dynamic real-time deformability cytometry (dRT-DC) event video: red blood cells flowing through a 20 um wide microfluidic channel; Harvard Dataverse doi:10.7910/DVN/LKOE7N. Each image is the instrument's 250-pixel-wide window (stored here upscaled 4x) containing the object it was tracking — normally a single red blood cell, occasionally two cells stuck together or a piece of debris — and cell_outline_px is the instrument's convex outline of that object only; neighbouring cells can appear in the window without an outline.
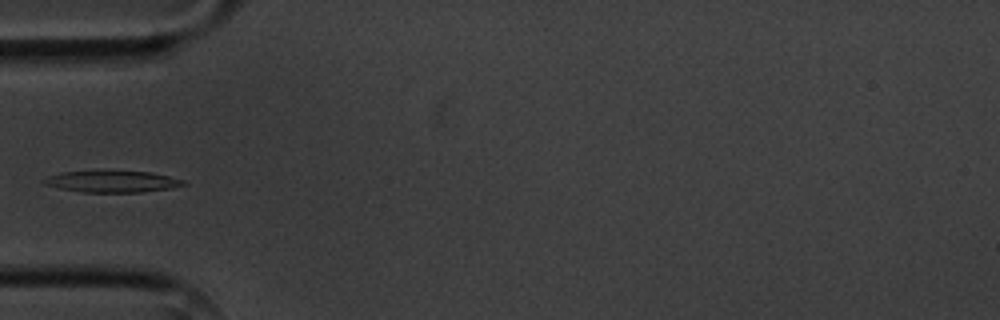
{"species": "common noctule bat (a hibernating species)", "species_latin": "Nyctalus noctula", "temperature_condition": "cold", "stored_images_in_passage": 7, "camera_frame_rate_fps": 3000, "um_per_image_px": 0.085, "animal": {"sex": "male", "body_mass_g": 20.1, "forearm_length_mm": 53.5}, "frame": {"image": 1, "passage_image": 4, "time_ms": 4.667, "image_size_px": [1000, 320], "cell_outline_px": [[188, 184], [172, 188], [140, 192], [80, 192], [60, 188], [44, 184], [40, 180], [48, 176], [60, 172], [148, 172], [168, 176], [184, 180]], "centroid_in_image_um": [9.53, 15.45], "position_along_channel_um": 75.5, "area_um2": 17.17}}
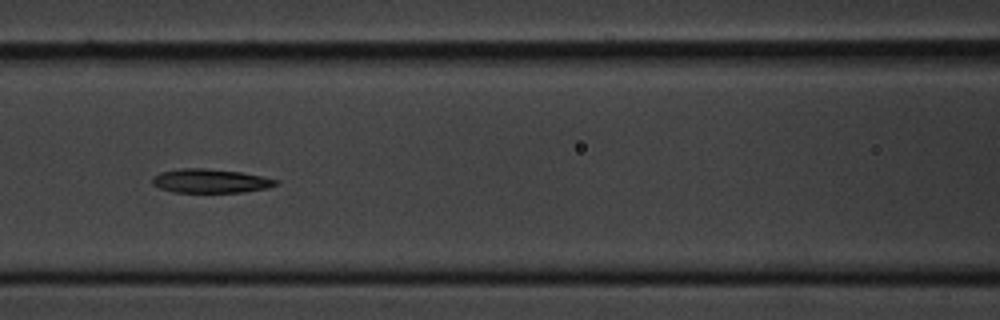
{"frame": {"image": 2, "passage_image": 6, "time_ms": 6.667, "image_size_px": [1000, 320], "cell_outline_px": [[280, 184], [268, 188], [240, 192], [172, 192], [160, 188], [152, 184], [152, 176], [160, 172], [180, 168], [204, 168], [240, 172], [280, 180]], "centroid_in_image_um": [17.88, 15.38], "position_along_channel_um": 148.7, "area_um2": 17.28}}
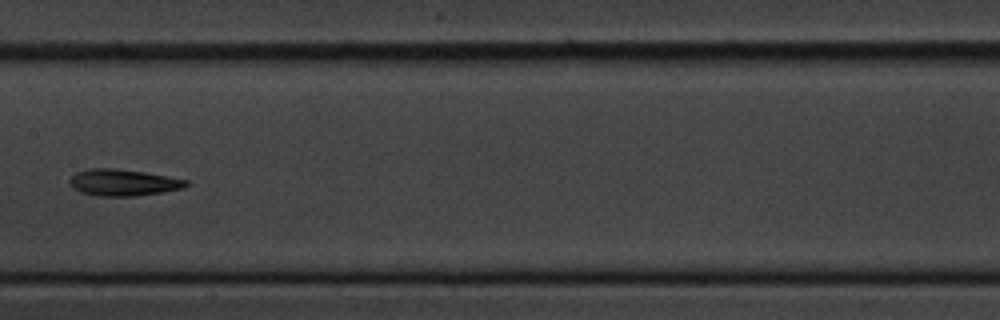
{"frame": {"image": 3, "passage_image": 7, "time_ms": 8.0, "image_size_px": [1000, 320], "cell_outline_px": [[188, 184], [184, 188], [164, 192], [136, 196], [96, 196], [80, 192], [72, 188], [68, 184], [68, 180], [76, 172], [88, 168], [116, 168], [144, 172], [188, 180]], "centroid_in_image_um": [10.43, 15.52], "position_along_channel_um": 197.0, "area_um2": 18.26}}